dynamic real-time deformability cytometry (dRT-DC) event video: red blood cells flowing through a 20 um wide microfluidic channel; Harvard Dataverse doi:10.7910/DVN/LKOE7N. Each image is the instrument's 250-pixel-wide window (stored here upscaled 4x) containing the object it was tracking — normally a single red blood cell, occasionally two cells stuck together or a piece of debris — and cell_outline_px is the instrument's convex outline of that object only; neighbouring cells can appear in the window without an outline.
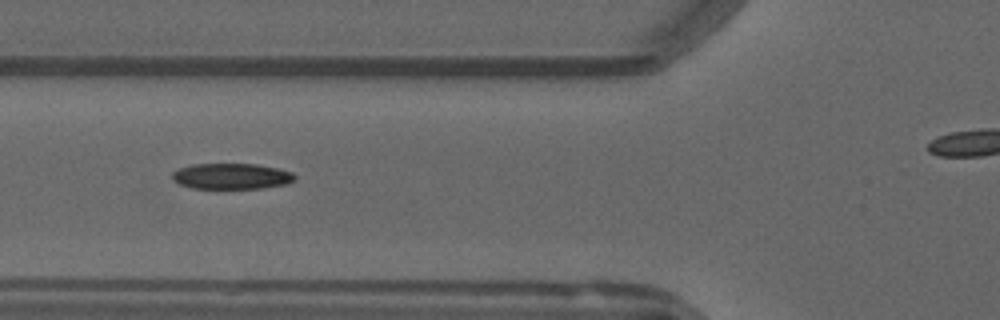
{"species": "common noctule bat (a hibernating species)", "species_latin": "Nyctalus noctula", "temperature_condition": "warm", "stored_images_in_passage": 31, "camera_frame_rate_fps": 3000, "um_per_image_px": 0.085, "animal": {"sex": "male", "forearm_length_mm": 52.5}, "frame": {"image": 1, "passage_image": 4, "time_ms": 1.0, "image_size_px": [1000, 320], "cell_outline_px": [[296, 180], [288, 184], [260, 188], [192, 188], [180, 184], [172, 180], [172, 172], [180, 168], [192, 164], [256, 164], [280, 168], [292, 172], [296, 176]], "centroid_in_image_um": [19.71, 14.97], "position_along_channel_um": 106.1, "area_um2": 18.55}}
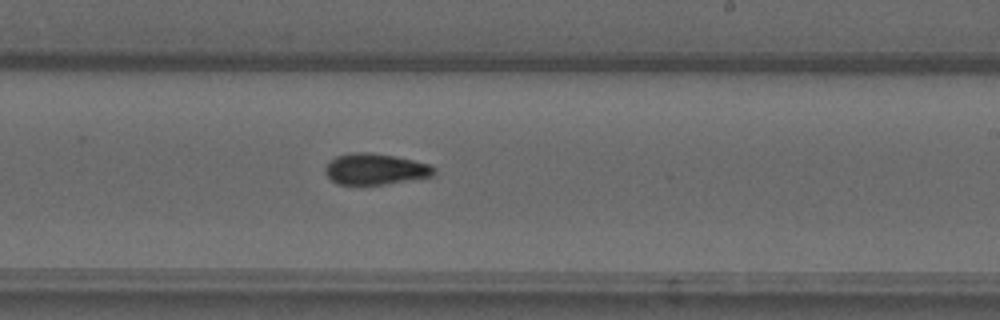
{"frame": {"image": 2, "passage_image": 16, "time_ms": 5.0, "image_size_px": [1000, 320], "cell_outline_px": [[436, 172], [432, 176], [384, 184], [336, 184], [324, 172], [324, 168], [328, 160], [336, 156], [352, 152], [368, 152], [392, 156], [412, 160], [428, 164], [436, 168]], "centroid_in_image_um": [31.85, 14.36], "position_along_channel_um": 257.2, "area_um2": 19.59}}
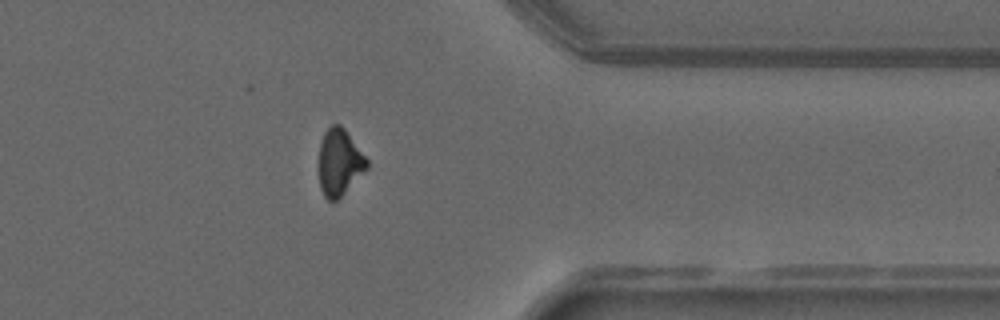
{"frame": {"image": 3, "passage_image": 27, "time_ms": 8.667, "image_size_px": [1000, 320], "cell_outline_px": [[368, 168], [336, 200], [328, 200], [324, 196], [320, 188], [320, 144], [324, 132], [332, 124], [340, 124], [344, 128], [368, 160]], "centroid_in_image_um": [28.85, 13.78], "position_along_channel_um": 382.5, "area_um2": 18.21}}